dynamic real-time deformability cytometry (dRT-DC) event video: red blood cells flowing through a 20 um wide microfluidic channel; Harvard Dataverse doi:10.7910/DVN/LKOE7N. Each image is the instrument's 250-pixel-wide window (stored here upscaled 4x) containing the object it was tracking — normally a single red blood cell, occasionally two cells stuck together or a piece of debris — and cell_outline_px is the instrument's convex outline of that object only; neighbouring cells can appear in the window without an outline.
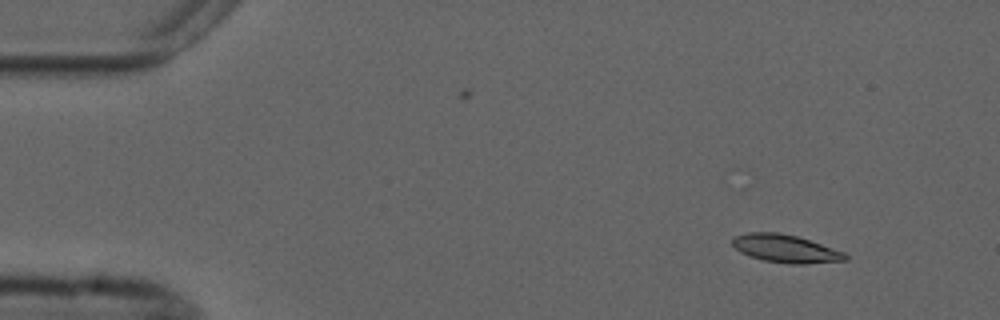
{"species": "common noctule bat (a hibernating species)", "species_latin": "Nyctalus noctula", "temperature_condition": "cold", "stored_images_in_passage": 3, "camera_frame_rate_fps": 3000, "um_per_image_px": 0.085, "animal": {"sex": "male", "forearm_length_mm": 52.5}, "frame": {"image": 1, "passage_image": 1, "time_ms": 0.0, "image_size_px": [1000, 320], "cell_outline_px": [[848, 260], [804, 264], [788, 264], [764, 260], [748, 256], [740, 252], [732, 244], [732, 240], [736, 236], [748, 232], [780, 232], [796, 236], [844, 252], [848, 256]], "centroid_in_image_um": [66.76, 21.14], "position_along_channel_um": 18.2, "area_um2": 18.26}}
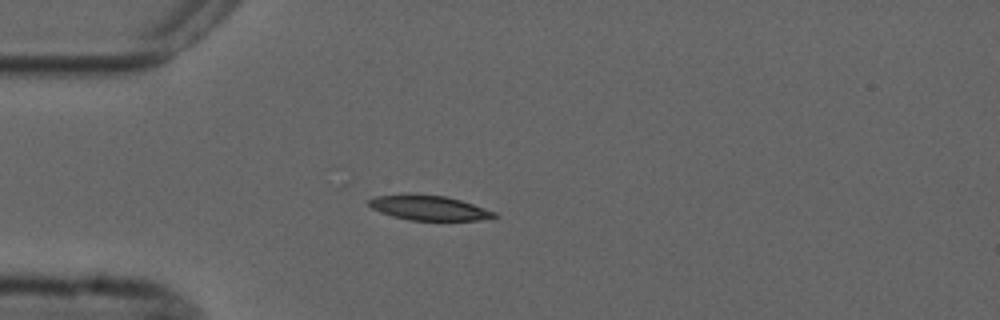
{"frame": {"image": 2, "passage_image": 3, "time_ms": 3.0, "image_size_px": [1000, 320], "cell_outline_px": [[500, 216], [480, 220], [408, 220], [392, 216], [380, 212], [372, 208], [368, 204], [368, 200], [376, 196], [408, 192], [444, 196], [460, 200], [496, 212]], "centroid_in_image_um": [36.42, 17.65], "position_along_channel_um": 48.6, "area_um2": 18.38}}